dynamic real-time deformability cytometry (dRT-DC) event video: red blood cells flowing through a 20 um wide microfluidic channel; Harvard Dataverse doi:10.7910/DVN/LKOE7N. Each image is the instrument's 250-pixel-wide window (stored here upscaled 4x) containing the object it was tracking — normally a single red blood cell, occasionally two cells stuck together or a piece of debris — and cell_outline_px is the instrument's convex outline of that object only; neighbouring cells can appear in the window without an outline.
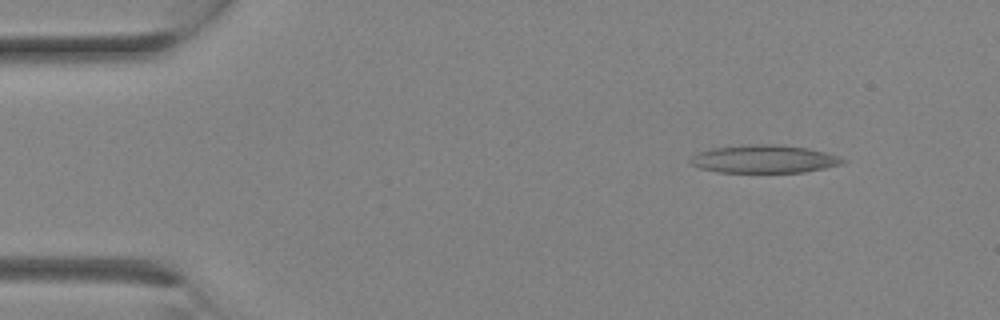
{"species": "Egyptian fruit bat (a non-hibernating species)", "species_latin": "Rousettus aegyptiacus", "temperature_condition": "room temperature", "stored_images_in_passage": 16, "camera_frame_rate_fps": 3000, "um_per_image_px": 0.085, "animal": {"sex": "female"}, "frame": {"image": 1, "passage_image": 3, "time_ms": 0.667, "image_size_px": [1000, 320], "cell_outline_px": [[848, 160], [840, 164], [824, 168], [804, 172], [716, 172], [700, 168], [692, 164], [688, 160], [692, 156], [700, 152], [712, 148], [748, 144], [776, 144], [808, 148], [840, 156]], "centroid_in_image_um": [64.95, 13.51], "position_along_channel_um": 20.0, "area_um2": 24.8}}
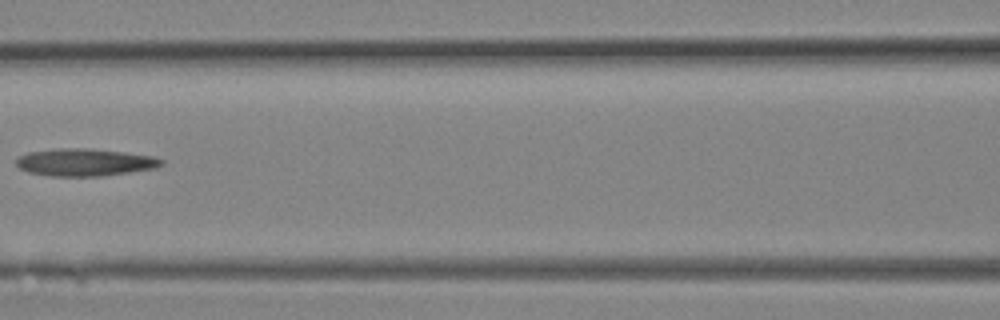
{"frame": {"image": 2, "passage_image": 12, "time_ms": 3.667, "image_size_px": [1000, 320], "cell_outline_px": [[164, 164], [156, 168], [100, 176], [48, 176], [28, 172], [20, 168], [16, 164], [16, 160], [20, 156], [28, 152], [60, 148], [88, 148], [124, 152], [156, 156], [164, 160]], "centroid_in_image_um": [7.23, 13.79], "position_along_channel_um": 159.4, "area_um2": 23.24}}
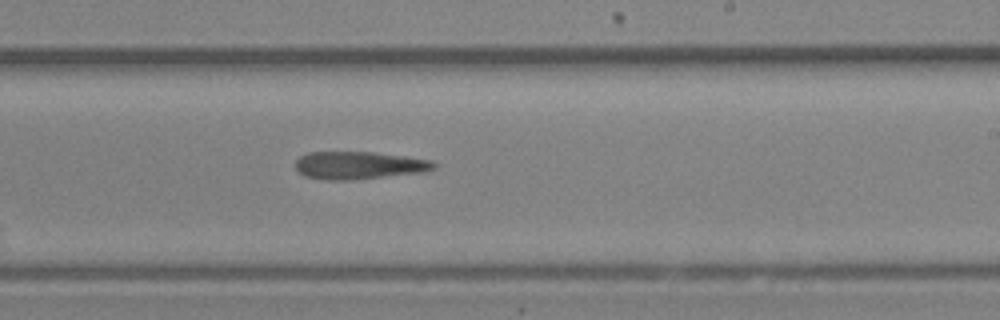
{"frame": {"image": 3, "passage_image": 16, "time_ms": 5.0, "image_size_px": [1000, 320], "cell_outline_px": [[436, 168], [424, 172], [352, 180], [324, 180], [304, 176], [296, 168], [296, 160], [300, 156], [308, 152], [372, 152], [404, 156], [432, 160], [436, 164]], "centroid_in_image_um": [30.51, 14.06], "position_along_channel_um": 258.5, "area_um2": 22.37}}